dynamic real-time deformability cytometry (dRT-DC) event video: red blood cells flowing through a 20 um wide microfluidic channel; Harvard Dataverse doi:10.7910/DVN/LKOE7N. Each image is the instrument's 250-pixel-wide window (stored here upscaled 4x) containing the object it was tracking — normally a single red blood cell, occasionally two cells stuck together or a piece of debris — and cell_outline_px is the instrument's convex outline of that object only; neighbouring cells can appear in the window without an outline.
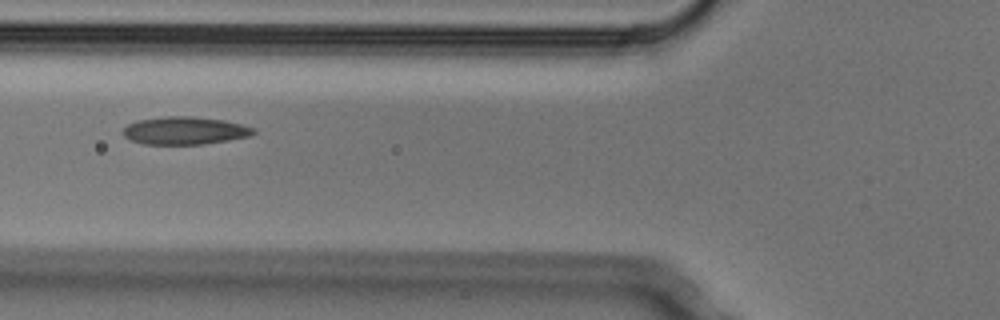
{"species": "Egyptian fruit bat (a non-hibernating species)", "species_latin": "Rousettus aegyptiacus", "temperature_condition": "cold", "stored_images_in_passage": 8, "camera_frame_rate_fps": 3000, "um_per_image_px": 0.085, "animal": {"sex": "male"}, "frame": {"image": 1, "passage_image": 5, "time_ms": 1.333, "image_size_px": [1000, 320], "cell_outline_px": [[256, 132], [252, 136], [204, 144], [144, 144], [128, 140], [120, 132], [128, 124], [136, 120], [164, 116], [192, 116], [224, 120], [244, 124], [256, 128]], "centroid_in_image_um": [15.71, 11.1], "position_along_channel_um": 110.1, "area_um2": 21.5}}
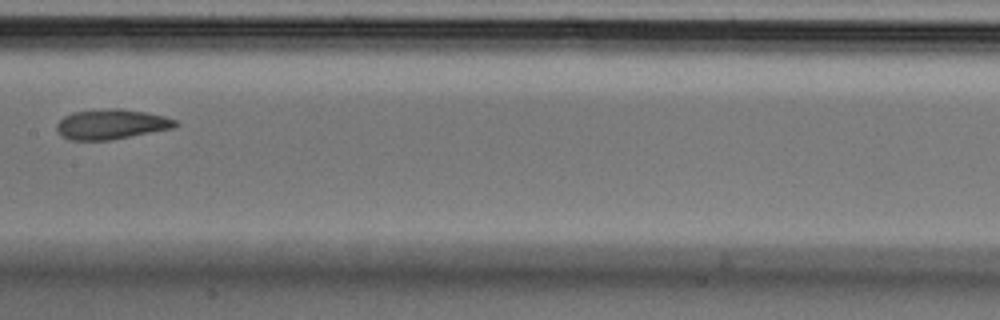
{"frame": {"image": 2, "passage_image": 7, "time_ms": 2.0, "image_size_px": [1000, 320], "cell_outline_px": [[180, 124], [172, 128], [112, 140], [68, 140], [56, 132], [56, 124], [64, 116], [72, 112], [112, 108], [120, 108], [144, 112], [164, 116], [176, 120]], "centroid_in_image_um": [9.43, 10.56], "position_along_channel_um": 198.0, "area_um2": 20.81}}
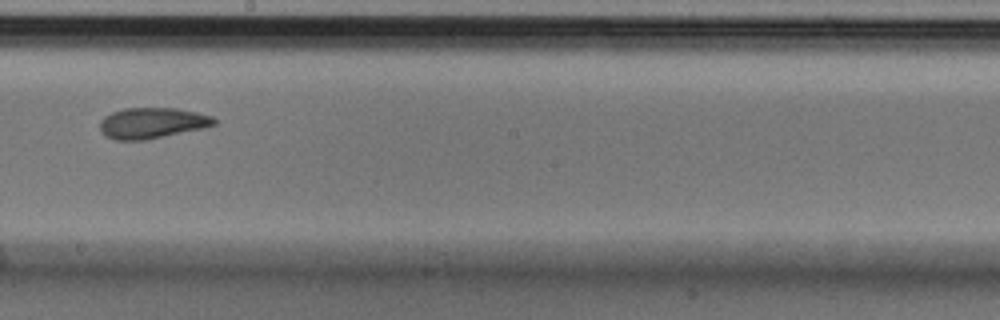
{"frame": {"image": 3, "passage_image": 8, "time_ms": 2.333, "image_size_px": [1000, 320], "cell_outline_px": [[216, 124], [204, 128], [144, 140], [116, 140], [104, 136], [100, 132], [100, 120], [104, 116], [112, 112], [124, 108], [176, 108], [196, 112], [212, 116], [216, 120]], "centroid_in_image_um": [12.9, 10.46], "position_along_channel_um": 235.3, "area_um2": 20.58}}